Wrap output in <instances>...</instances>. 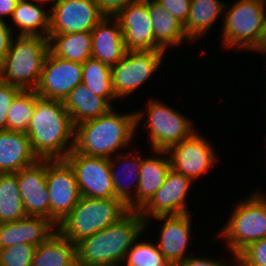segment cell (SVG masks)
Returning <instances> with one entry per match:
<instances>
[{"mask_svg":"<svg viewBox=\"0 0 266 266\" xmlns=\"http://www.w3.org/2000/svg\"><path fill=\"white\" fill-rule=\"evenodd\" d=\"M74 133L75 127L62 101L41 97L36 100L26 134L39 160H65L74 148Z\"/></svg>","mask_w":266,"mask_h":266,"instance_id":"obj_1","label":"cell"},{"mask_svg":"<svg viewBox=\"0 0 266 266\" xmlns=\"http://www.w3.org/2000/svg\"><path fill=\"white\" fill-rule=\"evenodd\" d=\"M146 228L139 211H129L116 223L76 244L78 266H121L127 251Z\"/></svg>","mask_w":266,"mask_h":266,"instance_id":"obj_2","label":"cell"},{"mask_svg":"<svg viewBox=\"0 0 266 266\" xmlns=\"http://www.w3.org/2000/svg\"><path fill=\"white\" fill-rule=\"evenodd\" d=\"M143 113L107 114L75 126L74 150L90 157L110 159L116 150L133 139Z\"/></svg>","mask_w":266,"mask_h":266,"instance_id":"obj_3","label":"cell"},{"mask_svg":"<svg viewBox=\"0 0 266 266\" xmlns=\"http://www.w3.org/2000/svg\"><path fill=\"white\" fill-rule=\"evenodd\" d=\"M129 212L119 198H89L81 196L77 205L58 225L57 230L72 243L116 223Z\"/></svg>","mask_w":266,"mask_h":266,"instance_id":"obj_4","label":"cell"},{"mask_svg":"<svg viewBox=\"0 0 266 266\" xmlns=\"http://www.w3.org/2000/svg\"><path fill=\"white\" fill-rule=\"evenodd\" d=\"M48 52L47 37L18 35L2 61L0 80L22 90H35Z\"/></svg>","mask_w":266,"mask_h":266,"instance_id":"obj_5","label":"cell"},{"mask_svg":"<svg viewBox=\"0 0 266 266\" xmlns=\"http://www.w3.org/2000/svg\"><path fill=\"white\" fill-rule=\"evenodd\" d=\"M220 236L225 238L234 258L249 244L265 238L266 195L256 192L238 204Z\"/></svg>","mask_w":266,"mask_h":266,"instance_id":"obj_6","label":"cell"},{"mask_svg":"<svg viewBox=\"0 0 266 266\" xmlns=\"http://www.w3.org/2000/svg\"><path fill=\"white\" fill-rule=\"evenodd\" d=\"M266 0H237L224 14V46L248 50L255 44L266 16Z\"/></svg>","mask_w":266,"mask_h":266,"instance_id":"obj_7","label":"cell"},{"mask_svg":"<svg viewBox=\"0 0 266 266\" xmlns=\"http://www.w3.org/2000/svg\"><path fill=\"white\" fill-rule=\"evenodd\" d=\"M146 111L148 119L143 126L149 127L153 151H167L195 132L189 119L159 100H150Z\"/></svg>","mask_w":266,"mask_h":266,"instance_id":"obj_8","label":"cell"},{"mask_svg":"<svg viewBox=\"0 0 266 266\" xmlns=\"http://www.w3.org/2000/svg\"><path fill=\"white\" fill-rule=\"evenodd\" d=\"M164 52L162 50H127L125 56L111 67L116 97H126L147 81L161 65Z\"/></svg>","mask_w":266,"mask_h":266,"instance_id":"obj_9","label":"cell"},{"mask_svg":"<svg viewBox=\"0 0 266 266\" xmlns=\"http://www.w3.org/2000/svg\"><path fill=\"white\" fill-rule=\"evenodd\" d=\"M46 184L50 221L57 227L81 197L75 172L66 160H47Z\"/></svg>","mask_w":266,"mask_h":266,"instance_id":"obj_10","label":"cell"},{"mask_svg":"<svg viewBox=\"0 0 266 266\" xmlns=\"http://www.w3.org/2000/svg\"><path fill=\"white\" fill-rule=\"evenodd\" d=\"M49 34L91 32L106 16L95 0H53Z\"/></svg>","mask_w":266,"mask_h":266,"instance_id":"obj_11","label":"cell"},{"mask_svg":"<svg viewBox=\"0 0 266 266\" xmlns=\"http://www.w3.org/2000/svg\"><path fill=\"white\" fill-rule=\"evenodd\" d=\"M65 160L75 172L81 196L97 199L114 197L108 158L90 157L72 149Z\"/></svg>","mask_w":266,"mask_h":266,"instance_id":"obj_12","label":"cell"},{"mask_svg":"<svg viewBox=\"0 0 266 266\" xmlns=\"http://www.w3.org/2000/svg\"><path fill=\"white\" fill-rule=\"evenodd\" d=\"M82 64L47 53L37 88L41 98L62 101L69 92L82 83Z\"/></svg>","mask_w":266,"mask_h":266,"instance_id":"obj_13","label":"cell"},{"mask_svg":"<svg viewBox=\"0 0 266 266\" xmlns=\"http://www.w3.org/2000/svg\"><path fill=\"white\" fill-rule=\"evenodd\" d=\"M212 146L205 137L194 133L178 144L171 146L167 151H154L163 155L169 153L171 168L186 177L192 182L202 174L210 170V167L217 160Z\"/></svg>","mask_w":266,"mask_h":266,"instance_id":"obj_14","label":"cell"},{"mask_svg":"<svg viewBox=\"0 0 266 266\" xmlns=\"http://www.w3.org/2000/svg\"><path fill=\"white\" fill-rule=\"evenodd\" d=\"M192 181L185 175L169 171L164 184L157 190L150 201L139 211L147 224L149 217L181 215L189 213L186 196Z\"/></svg>","mask_w":266,"mask_h":266,"instance_id":"obj_15","label":"cell"},{"mask_svg":"<svg viewBox=\"0 0 266 266\" xmlns=\"http://www.w3.org/2000/svg\"><path fill=\"white\" fill-rule=\"evenodd\" d=\"M119 23L127 50H155L148 0H135L113 16Z\"/></svg>","mask_w":266,"mask_h":266,"instance_id":"obj_16","label":"cell"},{"mask_svg":"<svg viewBox=\"0 0 266 266\" xmlns=\"http://www.w3.org/2000/svg\"><path fill=\"white\" fill-rule=\"evenodd\" d=\"M46 175L47 160H38L16 172L20 196L27 216H41L50 220Z\"/></svg>","mask_w":266,"mask_h":266,"instance_id":"obj_17","label":"cell"},{"mask_svg":"<svg viewBox=\"0 0 266 266\" xmlns=\"http://www.w3.org/2000/svg\"><path fill=\"white\" fill-rule=\"evenodd\" d=\"M55 226L41 216H26L18 221L0 223V249L19 243L37 247L56 232Z\"/></svg>","mask_w":266,"mask_h":266,"instance_id":"obj_18","label":"cell"},{"mask_svg":"<svg viewBox=\"0 0 266 266\" xmlns=\"http://www.w3.org/2000/svg\"><path fill=\"white\" fill-rule=\"evenodd\" d=\"M156 220H165L157 245L167 261L174 265L185 260L190 240L191 218L189 213L181 215L157 216Z\"/></svg>","mask_w":266,"mask_h":266,"instance_id":"obj_19","label":"cell"},{"mask_svg":"<svg viewBox=\"0 0 266 266\" xmlns=\"http://www.w3.org/2000/svg\"><path fill=\"white\" fill-rule=\"evenodd\" d=\"M111 19L114 26H109ZM92 57L112 67L126 54L122 30L118 21L112 16H105L91 31Z\"/></svg>","mask_w":266,"mask_h":266,"instance_id":"obj_20","label":"cell"},{"mask_svg":"<svg viewBox=\"0 0 266 266\" xmlns=\"http://www.w3.org/2000/svg\"><path fill=\"white\" fill-rule=\"evenodd\" d=\"M38 160L26 133L0 131V174L16 173Z\"/></svg>","mask_w":266,"mask_h":266,"instance_id":"obj_21","label":"cell"},{"mask_svg":"<svg viewBox=\"0 0 266 266\" xmlns=\"http://www.w3.org/2000/svg\"><path fill=\"white\" fill-rule=\"evenodd\" d=\"M170 170L169 157L165 159L160 157L142 159L136 194L127 204L129 211H140L164 184Z\"/></svg>","mask_w":266,"mask_h":266,"instance_id":"obj_22","label":"cell"},{"mask_svg":"<svg viewBox=\"0 0 266 266\" xmlns=\"http://www.w3.org/2000/svg\"><path fill=\"white\" fill-rule=\"evenodd\" d=\"M63 105L74 127L107 114L113 107L104 97L93 94L82 83L69 92L63 100Z\"/></svg>","mask_w":266,"mask_h":266,"instance_id":"obj_23","label":"cell"},{"mask_svg":"<svg viewBox=\"0 0 266 266\" xmlns=\"http://www.w3.org/2000/svg\"><path fill=\"white\" fill-rule=\"evenodd\" d=\"M148 13L154 30L155 50L165 51L168 46L190 40L185 33L184 24L168 13L157 0H148Z\"/></svg>","mask_w":266,"mask_h":266,"instance_id":"obj_24","label":"cell"},{"mask_svg":"<svg viewBox=\"0 0 266 266\" xmlns=\"http://www.w3.org/2000/svg\"><path fill=\"white\" fill-rule=\"evenodd\" d=\"M32 266H78L76 244L56 229V232L36 247Z\"/></svg>","mask_w":266,"mask_h":266,"instance_id":"obj_25","label":"cell"},{"mask_svg":"<svg viewBox=\"0 0 266 266\" xmlns=\"http://www.w3.org/2000/svg\"><path fill=\"white\" fill-rule=\"evenodd\" d=\"M48 47L49 51L59 58L83 64L92 57V34H48Z\"/></svg>","mask_w":266,"mask_h":266,"instance_id":"obj_26","label":"cell"},{"mask_svg":"<svg viewBox=\"0 0 266 266\" xmlns=\"http://www.w3.org/2000/svg\"><path fill=\"white\" fill-rule=\"evenodd\" d=\"M225 3L219 0H192L189 16L184 24L187 37L192 40L198 39L217 21L225 11Z\"/></svg>","mask_w":266,"mask_h":266,"instance_id":"obj_27","label":"cell"},{"mask_svg":"<svg viewBox=\"0 0 266 266\" xmlns=\"http://www.w3.org/2000/svg\"><path fill=\"white\" fill-rule=\"evenodd\" d=\"M11 18L20 27L19 35L48 38L50 15L35 3L19 0Z\"/></svg>","mask_w":266,"mask_h":266,"instance_id":"obj_28","label":"cell"},{"mask_svg":"<svg viewBox=\"0 0 266 266\" xmlns=\"http://www.w3.org/2000/svg\"><path fill=\"white\" fill-rule=\"evenodd\" d=\"M82 84L98 96L104 97L109 103L117 98L113 88L111 67L93 57L82 64Z\"/></svg>","mask_w":266,"mask_h":266,"instance_id":"obj_29","label":"cell"},{"mask_svg":"<svg viewBox=\"0 0 266 266\" xmlns=\"http://www.w3.org/2000/svg\"><path fill=\"white\" fill-rule=\"evenodd\" d=\"M26 216L16 173L0 174V223L18 221Z\"/></svg>","mask_w":266,"mask_h":266,"instance_id":"obj_30","label":"cell"},{"mask_svg":"<svg viewBox=\"0 0 266 266\" xmlns=\"http://www.w3.org/2000/svg\"><path fill=\"white\" fill-rule=\"evenodd\" d=\"M38 98L35 90H21L8 110L6 130L26 133Z\"/></svg>","mask_w":266,"mask_h":266,"instance_id":"obj_31","label":"cell"},{"mask_svg":"<svg viewBox=\"0 0 266 266\" xmlns=\"http://www.w3.org/2000/svg\"><path fill=\"white\" fill-rule=\"evenodd\" d=\"M137 154H134L132 155L131 157V154L128 155V153L125 155V156H121L120 155H117L118 157H115V161H119L117 163H120L121 159V163H125V167H121L122 168V173L120 175L124 176L126 179L129 180V178H132L131 179V184L132 182H136V189H135V193H136V190H137V187H138V183H139V174H140V166H141V163H142V158H136ZM131 157V163L129 162L130 158ZM113 158L111 157L109 159V164H110V173H111V178H112V181H113V190H114V197L115 198H119L121 199L126 205L132 200V195L130 194V189L129 186L125 183L122 184L121 182V176L119 175V170H117L115 167H117V165L115 166L116 162L114 160H112ZM129 159V160H128ZM134 159V160H133ZM125 161V162H124ZM130 163V164H129ZM126 164H128V167L126 166ZM127 167V168H126ZM125 168V169H124ZM120 169V167H119ZM117 171V172H116ZM125 179V180H126ZM136 180V181H135ZM127 182V181H126ZM127 186V187H126Z\"/></svg>","mask_w":266,"mask_h":266,"instance_id":"obj_32","label":"cell"},{"mask_svg":"<svg viewBox=\"0 0 266 266\" xmlns=\"http://www.w3.org/2000/svg\"><path fill=\"white\" fill-rule=\"evenodd\" d=\"M136 241L127 251L126 266H172L159 250L157 244Z\"/></svg>","mask_w":266,"mask_h":266,"instance_id":"obj_33","label":"cell"},{"mask_svg":"<svg viewBox=\"0 0 266 266\" xmlns=\"http://www.w3.org/2000/svg\"><path fill=\"white\" fill-rule=\"evenodd\" d=\"M36 246L26 243L0 249V266H32Z\"/></svg>","mask_w":266,"mask_h":266,"instance_id":"obj_34","label":"cell"},{"mask_svg":"<svg viewBox=\"0 0 266 266\" xmlns=\"http://www.w3.org/2000/svg\"><path fill=\"white\" fill-rule=\"evenodd\" d=\"M235 261L238 266H266V237L249 244Z\"/></svg>","mask_w":266,"mask_h":266,"instance_id":"obj_35","label":"cell"},{"mask_svg":"<svg viewBox=\"0 0 266 266\" xmlns=\"http://www.w3.org/2000/svg\"><path fill=\"white\" fill-rule=\"evenodd\" d=\"M21 90L20 87L0 80V131L6 130L8 110L12 101Z\"/></svg>","mask_w":266,"mask_h":266,"instance_id":"obj_36","label":"cell"},{"mask_svg":"<svg viewBox=\"0 0 266 266\" xmlns=\"http://www.w3.org/2000/svg\"><path fill=\"white\" fill-rule=\"evenodd\" d=\"M192 0H157V2L173 17L186 23Z\"/></svg>","mask_w":266,"mask_h":266,"instance_id":"obj_37","label":"cell"},{"mask_svg":"<svg viewBox=\"0 0 266 266\" xmlns=\"http://www.w3.org/2000/svg\"><path fill=\"white\" fill-rule=\"evenodd\" d=\"M100 10L106 16H114L119 10L125 8L129 3L135 0H95Z\"/></svg>","mask_w":266,"mask_h":266,"instance_id":"obj_38","label":"cell"},{"mask_svg":"<svg viewBox=\"0 0 266 266\" xmlns=\"http://www.w3.org/2000/svg\"><path fill=\"white\" fill-rule=\"evenodd\" d=\"M12 28L5 23V20L0 18V58L3 60L7 55L13 37H12Z\"/></svg>","mask_w":266,"mask_h":266,"instance_id":"obj_39","label":"cell"},{"mask_svg":"<svg viewBox=\"0 0 266 266\" xmlns=\"http://www.w3.org/2000/svg\"><path fill=\"white\" fill-rule=\"evenodd\" d=\"M172 266H229L221 261L210 260L207 258H197L189 256L185 260L176 263Z\"/></svg>","mask_w":266,"mask_h":266,"instance_id":"obj_40","label":"cell"},{"mask_svg":"<svg viewBox=\"0 0 266 266\" xmlns=\"http://www.w3.org/2000/svg\"><path fill=\"white\" fill-rule=\"evenodd\" d=\"M252 50H257L258 52L266 53V16L263 22V26L261 28V31L259 33V36L253 45V47L250 49Z\"/></svg>","mask_w":266,"mask_h":266,"instance_id":"obj_41","label":"cell"},{"mask_svg":"<svg viewBox=\"0 0 266 266\" xmlns=\"http://www.w3.org/2000/svg\"><path fill=\"white\" fill-rule=\"evenodd\" d=\"M18 1L19 0H0V18L4 19L3 16L6 15L12 17Z\"/></svg>","mask_w":266,"mask_h":266,"instance_id":"obj_42","label":"cell"},{"mask_svg":"<svg viewBox=\"0 0 266 266\" xmlns=\"http://www.w3.org/2000/svg\"><path fill=\"white\" fill-rule=\"evenodd\" d=\"M33 1H36V2H39V3H40V2H42V3H43L44 1H46V2H47V1H50V0H32V2H33ZM51 1H53V0H51Z\"/></svg>","mask_w":266,"mask_h":266,"instance_id":"obj_43","label":"cell"},{"mask_svg":"<svg viewBox=\"0 0 266 266\" xmlns=\"http://www.w3.org/2000/svg\"><path fill=\"white\" fill-rule=\"evenodd\" d=\"M2 59L0 58V75H1V71H2Z\"/></svg>","mask_w":266,"mask_h":266,"instance_id":"obj_44","label":"cell"}]
</instances>
